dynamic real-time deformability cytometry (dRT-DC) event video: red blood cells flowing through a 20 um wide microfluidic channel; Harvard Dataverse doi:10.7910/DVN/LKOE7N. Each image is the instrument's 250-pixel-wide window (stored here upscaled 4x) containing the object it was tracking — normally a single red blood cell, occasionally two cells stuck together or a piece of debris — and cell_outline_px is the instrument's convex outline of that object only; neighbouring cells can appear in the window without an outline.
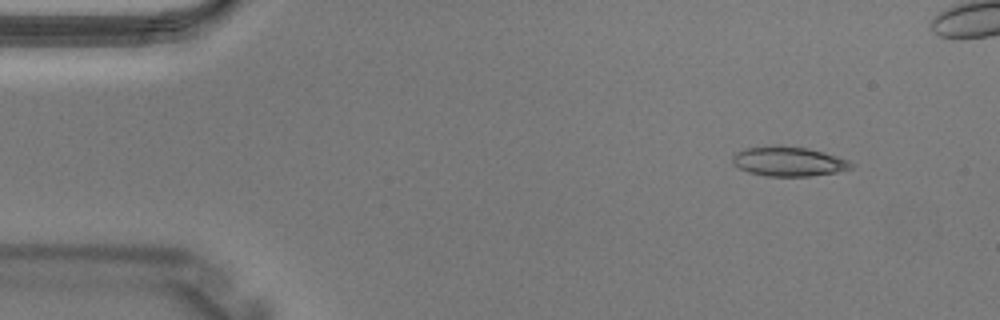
{"species": "Egyptian fruit bat (a non-hibernating species)", "species_latin": "Rousettus aegyptiacus", "temperature_condition": "warm", "stored_images_in_passage": 4, "camera_frame_rate_fps": 3000, "um_per_image_px": 0.085, "animal": {"sex": "male"}, "frame": {"image": 1, "passage_image": 1, "time_ms": 0.0, "image_size_px": [1000, 320], "cell_outline_px": [[852, 168], [836, 172], [808, 176], [764, 176], [748, 172], [732, 164], [732, 156], [736, 152], [744, 148], [776, 144], [780, 144], [808, 148], [824, 152], [848, 160], [852, 164]], "centroid_in_image_um": [66.97, 13.7], "position_along_channel_um": 18.0, "area_um2": 20.69}}